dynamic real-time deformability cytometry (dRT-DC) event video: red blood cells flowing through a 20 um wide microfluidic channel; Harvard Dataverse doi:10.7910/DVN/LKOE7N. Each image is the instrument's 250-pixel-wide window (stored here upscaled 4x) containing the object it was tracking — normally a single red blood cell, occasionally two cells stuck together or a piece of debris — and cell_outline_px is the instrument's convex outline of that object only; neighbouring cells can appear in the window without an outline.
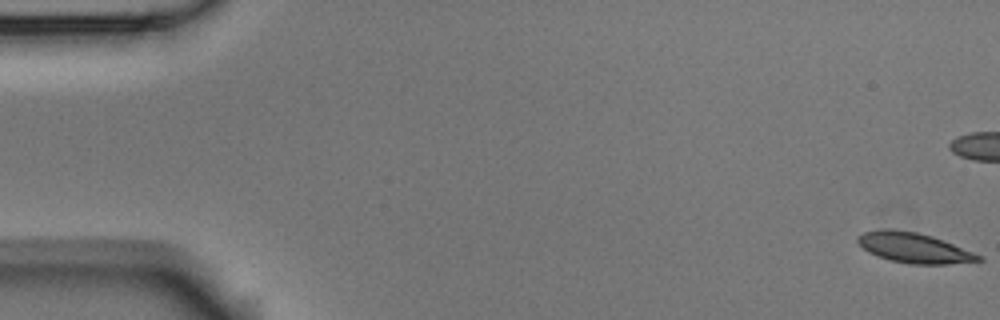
{"species": "Egyptian fruit bat (a non-hibernating species)", "species_latin": "Rousettus aegyptiacus", "temperature_condition": "room temperature", "stored_images_in_passage": 5, "camera_frame_rate_fps": 3000, "um_per_image_px": 0.085, "animal": {"sex": "male"}, "frame": {"image": 1, "passage_image": 1, "time_ms": 0.0, "image_size_px": [1000, 320], "cell_outline_px": [[984, 260], [948, 264], [912, 264], [888, 260], [868, 252], [856, 240], [856, 236], [864, 232], [888, 228], [916, 232], [932, 236], [984, 256]], "centroid_in_image_um": [77.69, 21.07], "position_along_channel_um": 7.3, "area_um2": 21.15}}